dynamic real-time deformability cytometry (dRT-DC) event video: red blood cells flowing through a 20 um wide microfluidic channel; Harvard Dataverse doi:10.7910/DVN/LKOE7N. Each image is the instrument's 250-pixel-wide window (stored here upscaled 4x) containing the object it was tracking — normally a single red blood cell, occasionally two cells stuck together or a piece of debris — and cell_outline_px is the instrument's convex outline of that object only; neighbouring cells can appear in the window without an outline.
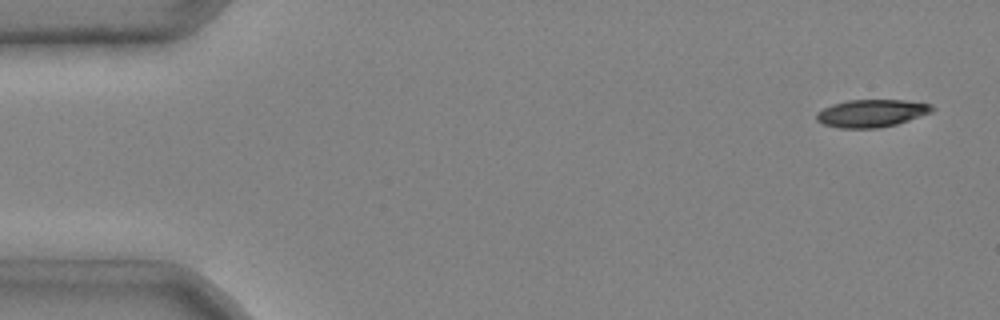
{"species": "common noctule bat (a hibernating species)", "species_latin": "Nyctalus noctula", "temperature_condition": "cold", "stored_images_in_passage": 3, "segment_of_instrument_passage": [2, 2], "camera_frame_rate_fps": 3000, "um_per_image_px": 0.085, "animal": {"sex": "male", "body_mass_g": 20.4}, "frame": {"image": 1, "passage_image": 3, "time_ms": 0.667, "image_size_px": [1000, 320], "cell_outline_px": [[936, 108], [932, 112], [896, 124], [876, 128], [840, 128], [824, 124], [816, 120], [816, 112], [832, 104], [848, 100], [904, 100], [932, 104]], "centroid_in_image_um": [74.08, 9.62], "position_along_channel_um": 10.9, "area_um2": 18.55}}